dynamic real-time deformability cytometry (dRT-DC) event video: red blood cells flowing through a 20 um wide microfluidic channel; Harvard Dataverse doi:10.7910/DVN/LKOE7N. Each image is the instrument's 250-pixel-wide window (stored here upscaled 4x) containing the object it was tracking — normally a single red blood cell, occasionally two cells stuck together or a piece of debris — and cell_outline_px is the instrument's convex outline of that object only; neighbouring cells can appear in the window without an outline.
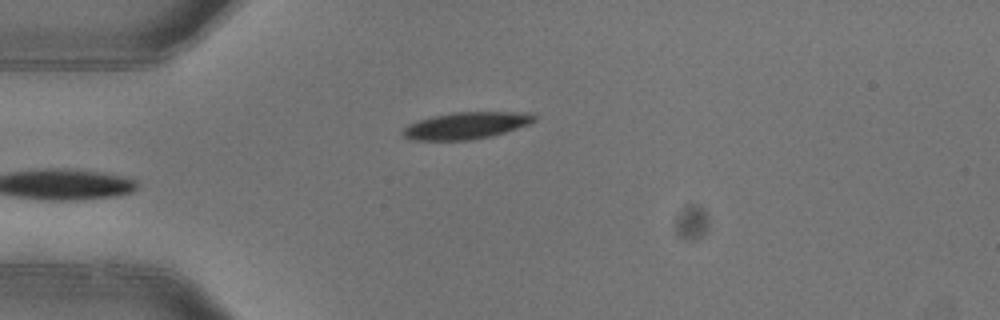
{"species": "common noctule bat (a hibernating species)", "species_latin": "Nyctalus noctula", "temperature_condition": "warm", "stored_images_in_passage": 4, "camera_frame_rate_fps": 3000, "um_per_image_px": 0.085, "animal": {"sex": "female"}, "frame": {"image": 1, "passage_image": 4, "time_ms": 1.0, "image_size_px": [1000, 320], "cell_outline_px": [[536, 120], [528, 124], [492, 136], [468, 140], [408, 140], [400, 132], [408, 124], [432, 116], [452, 112], [532, 112], [536, 116]], "centroid_in_image_um": [39.61, 10.67], "position_along_channel_um": 45.4, "area_um2": 20.63}}